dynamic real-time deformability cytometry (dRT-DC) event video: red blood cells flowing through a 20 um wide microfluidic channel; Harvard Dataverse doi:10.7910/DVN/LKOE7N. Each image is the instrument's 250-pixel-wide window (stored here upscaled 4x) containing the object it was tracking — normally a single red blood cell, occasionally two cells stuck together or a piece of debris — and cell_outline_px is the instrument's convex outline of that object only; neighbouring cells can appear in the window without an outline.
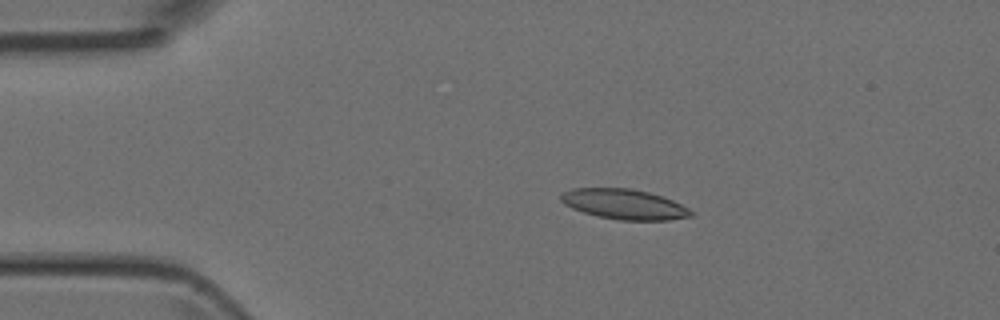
{"species": "Egyptian fruit bat (a non-hibernating species)", "species_latin": "Rousettus aegyptiacus", "temperature_condition": "room temperature", "stored_images_in_passage": 4, "camera_frame_rate_fps": 3000, "um_per_image_px": 0.085, "animal": {"sex": "female"}, "frame": {"image": 1, "passage_image": 3, "time_ms": 2.0, "image_size_px": [1000, 320], "cell_outline_px": [[692, 216], [668, 220], [620, 220], [596, 216], [572, 208], [564, 204], [560, 200], [560, 196], [564, 192], [572, 188], [632, 188], [648, 192], [672, 200], [688, 208], [692, 212]], "centroid_in_image_um": [53.03, 17.35], "position_along_channel_um": 32.0, "area_um2": 22.72}}